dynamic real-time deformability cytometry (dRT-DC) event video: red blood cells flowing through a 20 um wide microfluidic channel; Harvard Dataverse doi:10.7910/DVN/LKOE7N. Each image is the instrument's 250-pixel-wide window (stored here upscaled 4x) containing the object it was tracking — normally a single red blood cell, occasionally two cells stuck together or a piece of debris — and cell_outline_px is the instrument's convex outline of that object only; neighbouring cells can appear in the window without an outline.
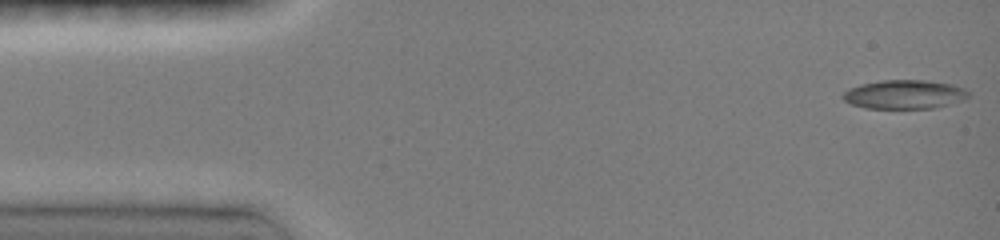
{"species": "common noctule bat (a hibernating species)", "species_latin": "Nyctalus noctula", "temperature_condition": "room temperature", "stored_images_in_passage": 23, "camera_frame_rate_fps": 3000, "um_per_image_px": 0.085, "animal": {"sex": "female", "body_mass_g": 19.0, "forearm_length_mm": 51.5}, "frame": {"image": 1, "passage_image": 1, "time_ms": 0.0, "image_size_px": [1000, 240], "cell_outline_px": [[968, 96], [960, 100], [948, 104], [932, 108], [864, 108], [852, 104], [844, 100], [840, 96], [848, 88], [860, 84], [880, 80], [924, 80], [952, 84], [964, 88], [968, 92]], "centroid_in_image_um": [76.81, 8.01], "position_along_channel_um": 8.2, "area_um2": 21.04}}
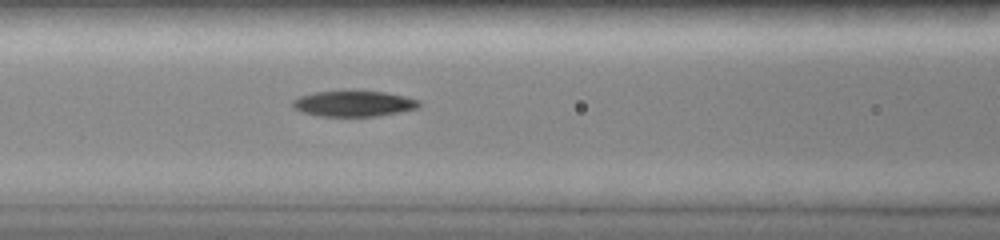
{"frame": {"image": 2, "passage_image": 19, "time_ms": 6.0, "image_size_px": [1000, 240], "cell_outline_px": [[424, 104], [420, 108], [400, 112], [376, 116], [320, 116], [300, 112], [292, 108], [292, 100], [300, 96], [312, 92], [384, 92], [404, 96], [420, 100]], "centroid_in_image_um": [30.09, 8.82], "position_along_channel_um": 136.5, "area_um2": 18.96}}
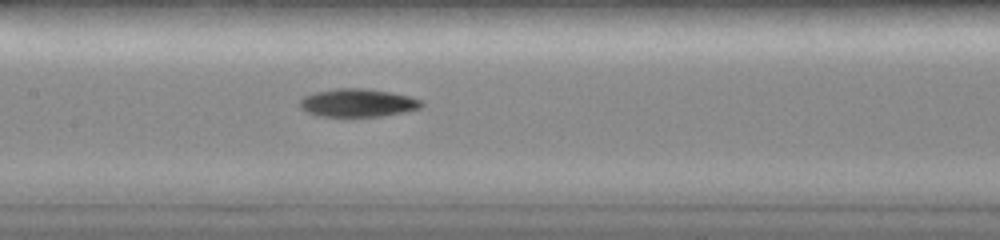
{"frame": {"image": 3, "passage_image": 21, "time_ms": 7.0, "image_size_px": [1000, 240], "cell_outline_px": [[424, 104], [420, 108], [404, 112], [384, 116], [320, 116], [308, 112], [300, 108], [300, 100], [304, 96], [316, 92], [336, 88], [364, 88], [392, 92], [408, 96], [420, 100]], "centroid_in_image_um": [30.41, 8.74], "position_along_channel_um": 177.0, "area_um2": 19.83}}